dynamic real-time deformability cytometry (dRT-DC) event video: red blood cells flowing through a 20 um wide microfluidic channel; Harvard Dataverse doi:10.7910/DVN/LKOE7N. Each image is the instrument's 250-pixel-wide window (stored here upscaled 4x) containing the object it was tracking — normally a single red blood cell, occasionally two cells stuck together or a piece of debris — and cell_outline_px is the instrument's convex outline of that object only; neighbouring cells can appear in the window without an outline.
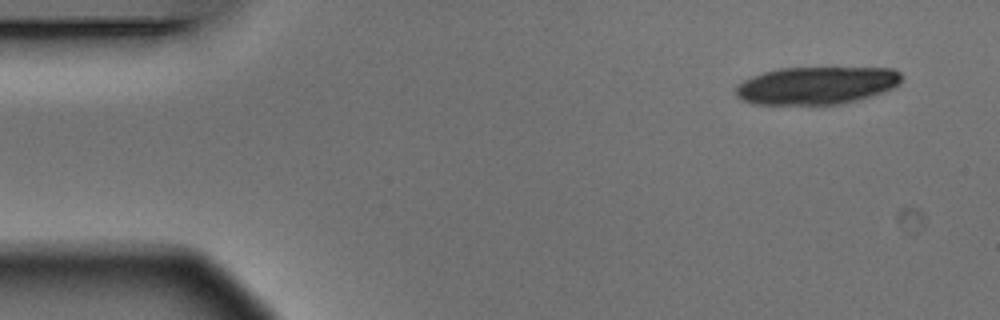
{"species": "Egyptian fruit bat (a non-hibernating species)", "species_latin": "Rousettus aegyptiacus", "temperature_condition": "warm", "stored_images_in_passage": 4, "camera_frame_rate_fps": 3000, "um_per_image_px": 0.085, "animal": {"sex": "male"}, "frame": {"image": 1, "passage_image": 1, "time_ms": 0.0, "image_size_px": [1000, 320], "cell_outline_px": [[900, 84], [884, 92], [856, 100], [840, 104], [752, 104], [740, 100], [736, 96], [736, 88], [744, 80], [752, 76], [764, 72], [780, 68], [892, 68], [900, 72]], "centroid_in_image_um": [69.39, 7.26], "position_along_channel_um": 15.6, "area_um2": 36.24}}
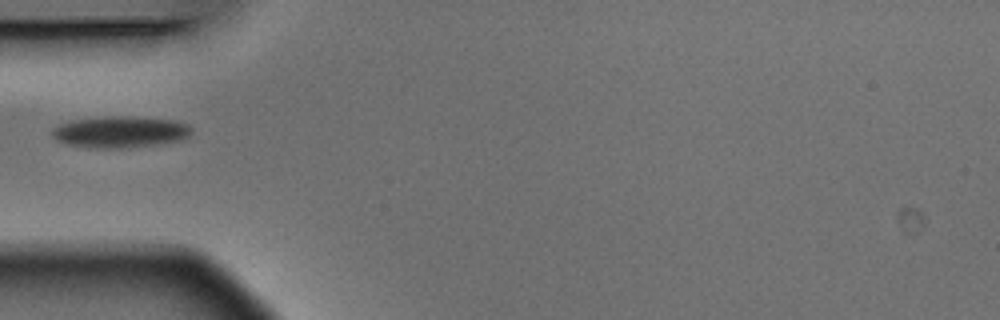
{"frame": {"image": 2, "passage_image": 4, "time_ms": 1.0, "image_size_px": [1000, 320], "cell_outline_px": [[192, 132], [188, 136], [180, 140], [160, 144], [120, 148], [96, 148], [68, 144], [56, 140], [52, 136], [52, 128], [60, 124], [72, 120], [108, 116], [132, 116], [172, 120], [188, 124], [192, 128]], "centroid_in_image_um": [10.22, 11.21], "position_along_channel_um": 74.8, "area_um2": 25.55}}